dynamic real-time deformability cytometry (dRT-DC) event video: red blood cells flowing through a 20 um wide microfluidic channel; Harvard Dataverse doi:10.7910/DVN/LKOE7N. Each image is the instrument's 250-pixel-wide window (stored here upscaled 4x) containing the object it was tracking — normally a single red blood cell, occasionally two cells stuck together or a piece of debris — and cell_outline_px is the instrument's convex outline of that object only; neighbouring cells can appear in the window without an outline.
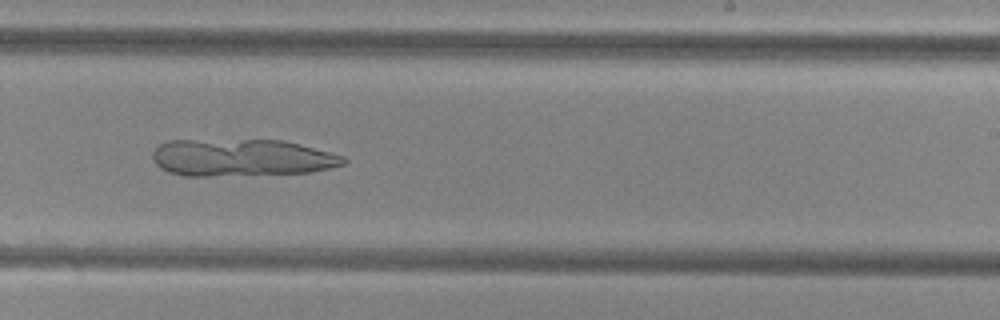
{"species": "common noctule bat (a hibernating species)", "species_latin": "Nyctalus noctula", "temperature_condition": "cold", "stored_images_in_passage": 48, "camera_frame_rate_fps": 3000, "um_per_image_px": 0.085, "animal": {"sex": "female", "body_mass_g": 29.2, "forearm_length_mm": 56.3}, "frame": {"image": 1, "passage_image": 34, "time_ms": 11.0, "image_size_px": [1000, 320], "cell_outline_px": [[348, 160], [344, 164], [328, 168], [308, 172], [208, 176], [184, 176], [168, 172], [160, 168], [156, 164], [152, 156], [152, 152], [160, 144], [168, 140], [284, 140], [344, 156]], "centroid_in_image_um": [20.49, 13.4], "position_along_channel_um": 268.5, "area_um2": 41.21}}